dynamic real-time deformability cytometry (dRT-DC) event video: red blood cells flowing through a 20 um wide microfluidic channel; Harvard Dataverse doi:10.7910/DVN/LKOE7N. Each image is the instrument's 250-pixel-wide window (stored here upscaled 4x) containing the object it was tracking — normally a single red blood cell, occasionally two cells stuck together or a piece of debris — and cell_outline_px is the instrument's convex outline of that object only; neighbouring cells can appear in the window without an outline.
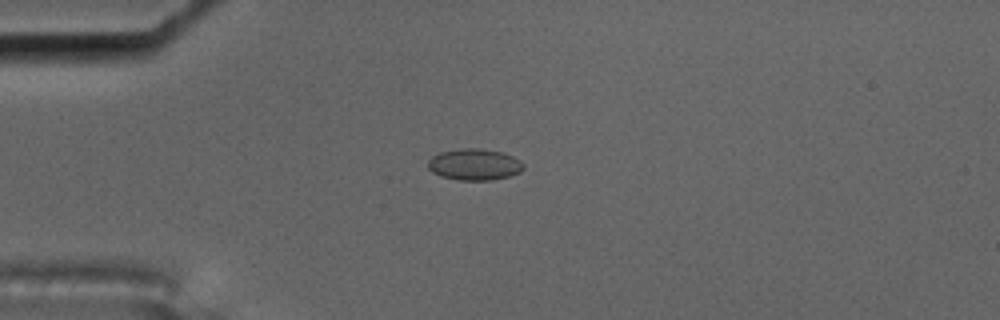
{"species": "common noctule bat (a hibernating species)", "species_latin": "Nyctalus noctula", "temperature_condition": "cold", "stored_images_in_passage": 10, "camera_frame_rate_fps": 3000, "um_per_image_px": 0.085, "animal": {"sex": "male", "body_mass_g": 17.5, "forearm_length_mm": 52.3}, "frame": {"image": 1, "passage_image": 5, "time_ms": 1.333, "image_size_px": [1000, 320], "cell_outline_px": [[524, 168], [520, 172], [508, 176], [492, 180], [460, 180], [440, 176], [432, 172], [428, 168], [428, 160], [432, 156], [440, 152], [460, 148], [476, 148], [500, 152], [512, 156], [520, 160], [524, 164]], "centroid_in_image_um": [40.31, 13.98], "position_along_channel_um": 44.7, "area_um2": 17.46}}